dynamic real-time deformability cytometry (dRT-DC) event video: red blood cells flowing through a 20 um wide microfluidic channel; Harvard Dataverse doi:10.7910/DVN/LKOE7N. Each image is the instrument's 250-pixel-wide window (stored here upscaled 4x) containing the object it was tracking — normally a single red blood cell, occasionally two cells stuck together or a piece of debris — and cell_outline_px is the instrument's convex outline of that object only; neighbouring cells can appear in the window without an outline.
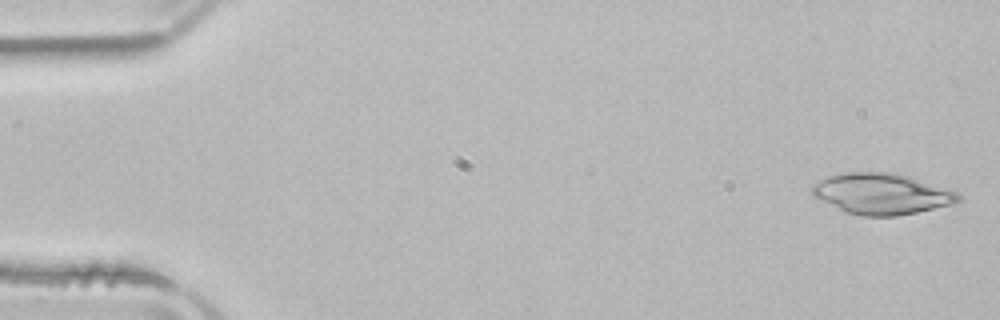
{"species": "common noctule bat (a hibernating species)", "species_latin": "Nyctalus noctula", "temperature_condition": "room temperature", "stored_images_in_passage": 50, "camera_frame_rate_fps": 3000, "um_per_image_px": 0.085, "animal": {"sex": "male", "body_mass_g": 21.5, "forearm_length_mm": 52.0}, "frame": {"image": 1, "passage_image": 1, "time_ms": 0.0, "image_size_px": [1000, 320], "cell_outline_px": [[964, 200], [952, 204], [916, 212], [896, 216], [860, 216], [844, 212], [812, 196], [812, 184], [828, 176], [840, 172], [892, 172], [908, 176], [960, 192], [964, 196]], "centroid_in_image_um": [74.95, 16.47], "position_along_channel_um": 10.0, "area_um2": 35.26}}
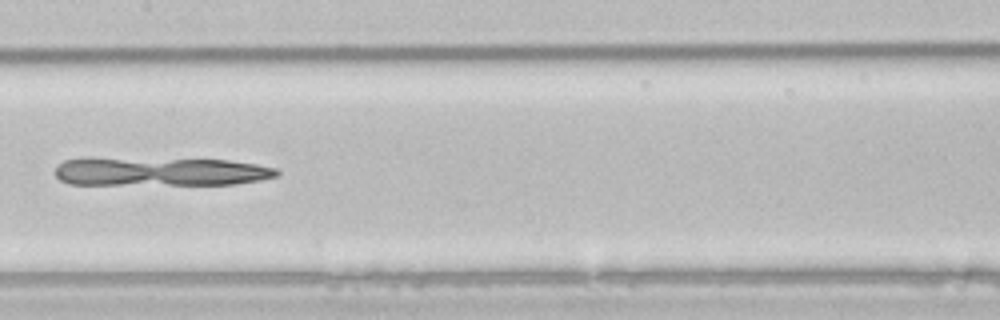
{"frame": {"image": 2, "passage_image": 25, "time_ms": 8.0, "image_size_px": [1000, 320], "cell_outline_px": [[280, 172], [276, 176], [260, 180], [236, 184], [68, 184], [60, 180], [56, 176], [56, 164], [64, 160], [228, 160], [256, 164], [276, 168]], "centroid_in_image_um": [13.71, 14.62], "position_along_channel_um": 193.7, "area_um2": 35.55}}